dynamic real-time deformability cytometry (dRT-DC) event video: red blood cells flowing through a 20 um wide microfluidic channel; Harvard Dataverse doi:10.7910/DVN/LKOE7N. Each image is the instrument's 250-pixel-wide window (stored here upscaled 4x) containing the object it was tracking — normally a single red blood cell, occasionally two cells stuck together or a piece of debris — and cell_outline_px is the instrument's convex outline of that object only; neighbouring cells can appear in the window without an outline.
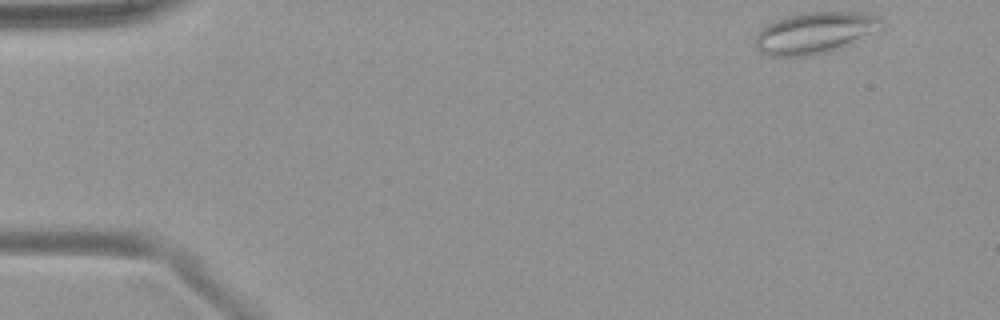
{"species": "common noctule bat (a hibernating species)", "species_latin": "Nyctalus noctula", "temperature_condition": "warm", "stored_images_in_passage": 47, "camera_frame_rate_fps": 3000, "um_per_image_px": 0.085, "animal": {"sex": "female", "body_mass_g": 19.9}, "frame": {"image": 1, "passage_image": 1, "time_ms": 0.0, "image_size_px": [1000, 320], "cell_outline_px": [[880, 28], [840, 48], [828, 52], [804, 56], [772, 56], [760, 52], [756, 48], [756, 32], [760, 28], [776, 20], [800, 12], [864, 12], [876, 16], [880, 20]], "centroid_in_image_um": [69.19, 2.78], "position_along_channel_um": 15.8, "area_um2": 30.06}}
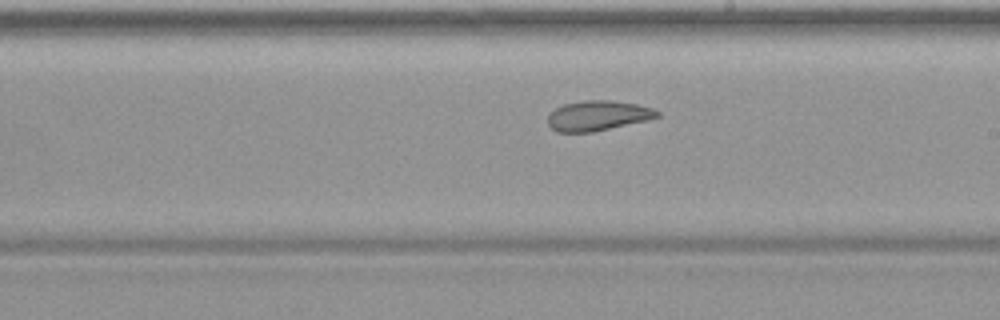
{"frame": {"image": 2, "passage_image": 26, "time_ms": 8.333, "image_size_px": [1000, 320], "cell_outline_px": [[660, 116], [648, 120], [592, 132], [556, 132], [548, 124], [548, 116], [556, 108], [564, 104], [584, 100], [612, 100], [636, 104], [652, 108], [660, 112]], "centroid_in_image_um": [50.82, 9.83], "position_along_channel_um": 238.2, "area_um2": 19.07}}
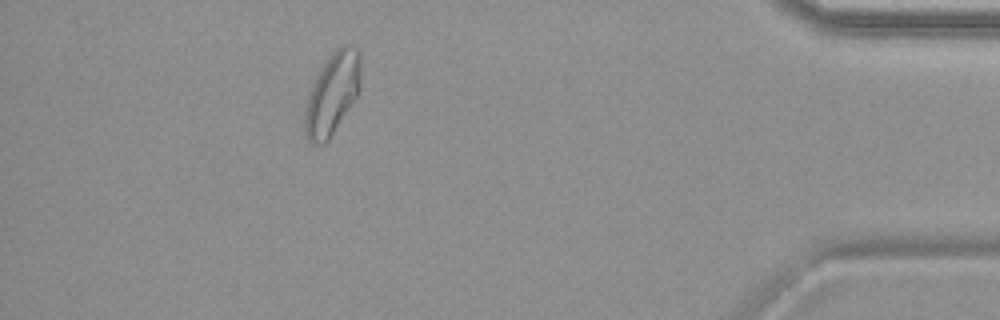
{"frame": {"image": 3, "passage_image": 42, "time_ms": 13.667, "image_size_px": [1000, 320], "cell_outline_px": [[360, 88], [356, 96], [328, 140], [324, 144], [312, 144], [308, 140], [304, 132], [304, 112], [308, 96], [316, 76], [328, 56], [340, 44], [348, 44], [356, 48], [360, 52]], "centroid_in_image_um": [28.23, 7.94], "position_along_channel_um": 407.0, "area_um2": 26.47}}